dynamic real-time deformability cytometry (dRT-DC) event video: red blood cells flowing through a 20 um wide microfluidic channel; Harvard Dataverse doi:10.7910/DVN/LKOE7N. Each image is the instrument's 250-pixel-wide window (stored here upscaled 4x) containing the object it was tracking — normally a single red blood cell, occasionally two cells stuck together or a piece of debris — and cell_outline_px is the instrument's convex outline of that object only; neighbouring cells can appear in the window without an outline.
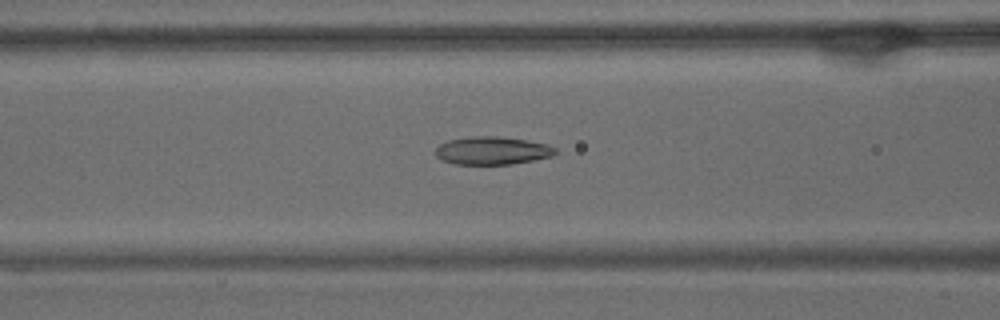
{"species": "common noctule bat (a hibernating species)", "species_latin": "Nyctalus noctula", "temperature_condition": "warm", "stored_images_in_passage": 53, "camera_frame_rate_fps": 3000, "um_per_image_px": 0.085, "animal": {"sex": "male", "body_mass_g": 15.6}, "frame": {"image": 1, "passage_image": 21, "time_ms": 6.667, "image_size_px": [1000, 320], "cell_outline_px": [[556, 152], [552, 156], [512, 164], [456, 164], [444, 160], [436, 156], [436, 148], [440, 144], [448, 140], [468, 136], [496, 136], [524, 140], [548, 144], [556, 148]], "centroid_in_image_um": [41.83, 12.79], "position_along_channel_um": 124.8, "area_um2": 19.36}}
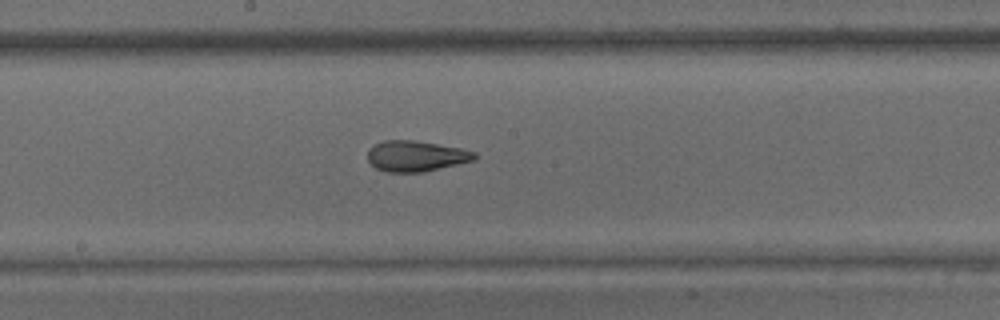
{"frame": {"image": 2, "passage_image": 28, "time_ms": 9.0, "image_size_px": [1000, 320], "cell_outline_px": [[476, 160], [424, 172], [384, 172], [376, 168], [368, 160], [368, 148], [384, 140], [416, 140], [460, 148], [476, 152]], "centroid_in_image_um": [35.36, 13.27], "position_along_channel_um": 212.8, "area_um2": 19.25}}
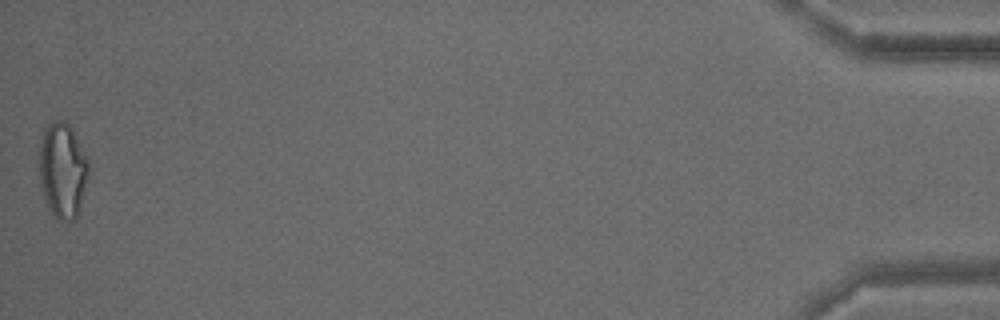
{"frame": {"image": 3, "passage_image": 53, "time_ms": 17.333, "image_size_px": [1000, 320], "cell_outline_px": [[88, 176], [80, 208], [76, 220], [56, 220], [44, 196], [40, 184], [40, 140], [44, 128], [52, 120], [64, 120], [72, 128], [88, 156]], "centroid_in_image_um": [5.34, 14.44], "position_along_channel_um": 429.9, "area_um2": 27.57}, "authors_computed_cell_mechanics": {"area_um2": 21.1548, "velocity_mm_per_s": 3.775, "shape_relaxation_time_tau1_ms": 8.6336, "shape_relaxation_time_tau2_ms": 1.9358, "deformation_change_tau1": 0.2537, "deformation_change_tau2": 0.102}}